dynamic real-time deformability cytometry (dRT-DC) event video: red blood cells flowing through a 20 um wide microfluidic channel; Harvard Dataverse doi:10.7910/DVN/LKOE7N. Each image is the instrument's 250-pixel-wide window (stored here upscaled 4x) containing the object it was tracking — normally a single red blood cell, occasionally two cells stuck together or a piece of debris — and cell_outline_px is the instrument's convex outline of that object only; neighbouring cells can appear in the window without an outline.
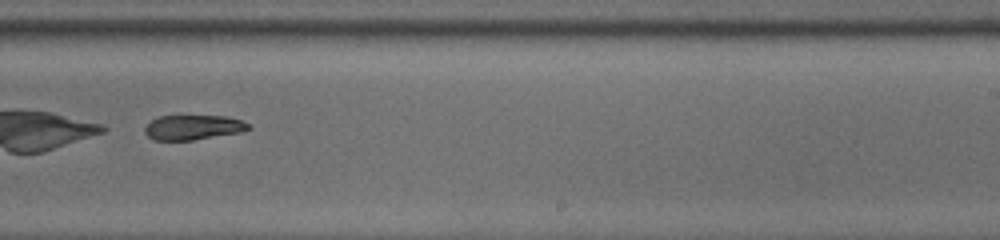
{"species": "common noctule bat (a hibernating species)", "species_latin": "Nyctalus noctula", "temperature_condition": "room temperature", "stored_images_in_passage": 50, "camera_frame_rate_fps": 3000, "um_per_image_px": 0.085, "animal": {"sex": "male", "body_mass_g": 13.0, "forearm_length_mm": 53.1}, "frame": {"image": 1, "passage_image": 36, "time_ms": 11.667, "image_size_px": [1000, 240], "cell_outline_px": [[252, 128], [240, 132], [192, 140], [152, 140], [144, 132], [144, 128], [152, 120], [160, 116], [224, 116], [240, 120], [248, 124]], "centroid_in_image_um": [16.39, 10.83], "position_along_channel_um": 272.6, "area_um2": 14.8}}